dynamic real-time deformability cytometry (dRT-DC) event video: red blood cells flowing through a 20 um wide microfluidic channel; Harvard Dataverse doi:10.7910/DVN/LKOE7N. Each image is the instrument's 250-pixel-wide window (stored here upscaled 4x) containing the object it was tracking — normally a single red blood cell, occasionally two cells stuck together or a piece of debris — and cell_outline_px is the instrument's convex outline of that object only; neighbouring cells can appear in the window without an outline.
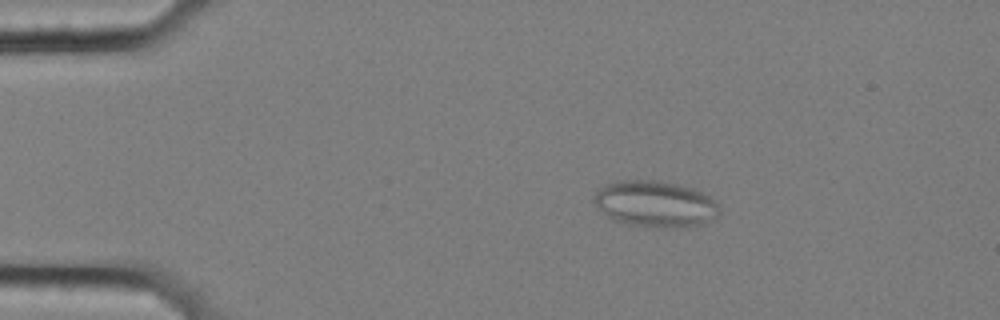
{"species": "common noctule bat (a hibernating species)", "species_latin": "Nyctalus noctula", "temperature_condition": "cold", "stored_images_in_passage": 58, "camera_frame_rate_fps": 3000, "um_per_image_px": 0.085, "animal": {"sex": "female", "body_mass_g": 25.1}, "frame": {"image": 1, "passage_image": 11, "time_ms": 3.333, "image_size_px": [1000, 320], "cell_outline_px": [[720, 212], [712, 220], [704, 224], [676, 228], [672, 228], [632, 224], [616, 220], [608, 216], [592, 200], [596, 192], [600, 188], [616, 180], [656, 180], [676, 184], [692, 188], [708, 196], [720, 204]], "centroid_in_image_um": [55.74, 17.32], "position_along_channel_um": 29.3, "area_um2": 33.47}}
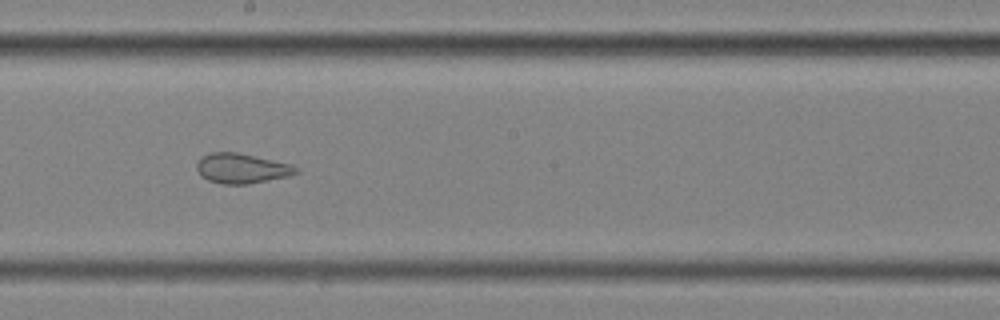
{"frame": {"image": 2, "passage_image": 33, "time_ms": 10.667, "image_size_px": [1000, 320], "cell_outline_px": [[300, 172], [288, 176], [248, 184], [224, 184], [208, 180], [200, 176], [196, 168], [196, 164], [200, 156], [212, 152], [236, 152], [292, 164], [300, 168]], "centroid_in_image_um": [20.54, 14.31], "position_along_channel_um": 227.7, "area_um2": 17.46}}
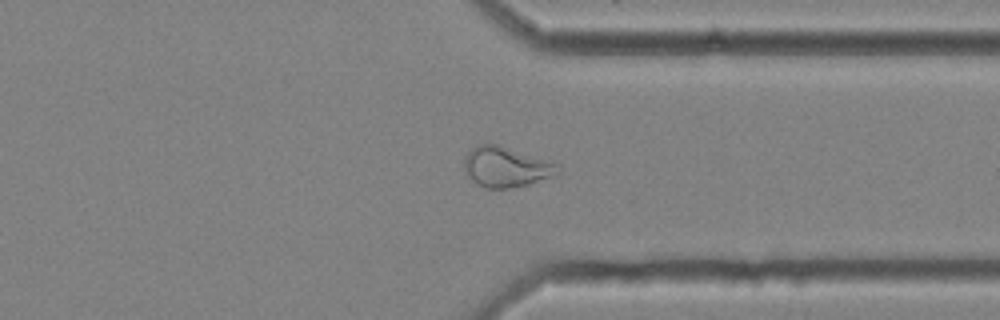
{"frame": {"image": 3, "passage_image": 45, "time_ms": 14.667, "image_size_px": [1000, 320], "cell_outline_px": [[560, 172], [556, 176], [528, 184], [508, 188], [484, 188], [476, 184], [472, 180], [464, 168], [464, 160], [468, 152], [476, 144], [500, 144], [560, 164]], "centroid_in_image_um": [43.05, 14.18], "position_along_channel_um": 368.4, "area_um2": 22.2}, "authors_computed_cell_mechanics": {"area_um2": 24.7384, "velocity_mm_per_s": 3.5051, "shape_relaxation_time_tau1_ms": null, "shape_relaxation_time_tau2_ms": 1.7252, "deformation_change_tau1": null, "deformation_change_tau2": 0.091}}